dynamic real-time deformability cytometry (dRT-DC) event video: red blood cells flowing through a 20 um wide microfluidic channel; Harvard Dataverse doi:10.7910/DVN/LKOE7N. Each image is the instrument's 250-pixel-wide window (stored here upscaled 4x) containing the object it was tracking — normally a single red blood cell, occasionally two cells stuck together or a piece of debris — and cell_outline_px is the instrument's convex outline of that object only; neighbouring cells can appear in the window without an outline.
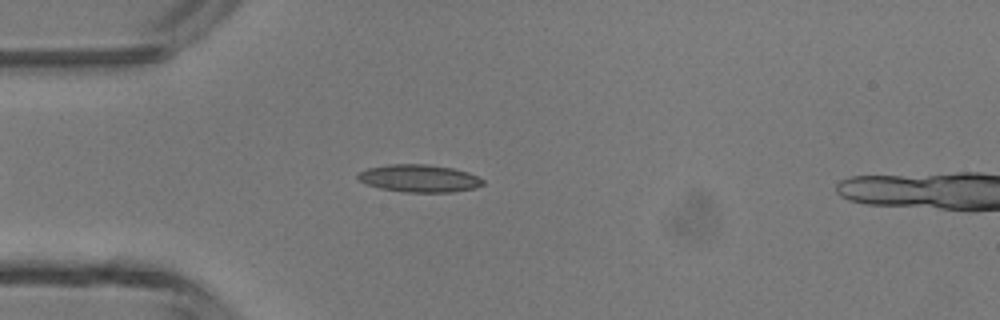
{"species": "common noctule bat (a hibernating species)", "species_latin": "Nyctalus noctula", "temperature_condition": "room temperature", "stored_images_in_passage": 35, "camera_frame_rate_fps": 3000, "um_per_image_px": 0.085, "animal": {"sex": "male", "body_mass_g": 13.3}, "frame": {"image": 1, "passage_image": 4, "time_ms": 1.0, "image_size_px": [1000, 320], "cell_outline_px": [[484, 184], [476, 188], [452, 192], [404, 192], [380, 188], [368, 184], [360, 180], [356, 176], [360, 172], [368, 168], [392, 164], [424, 164], [452, 168], [468, 172], [484, 180]], "centroid_in_image_um": [35.66, 15.16], "position_along_channel_um": 49.3, "area_um2": 19.88}}
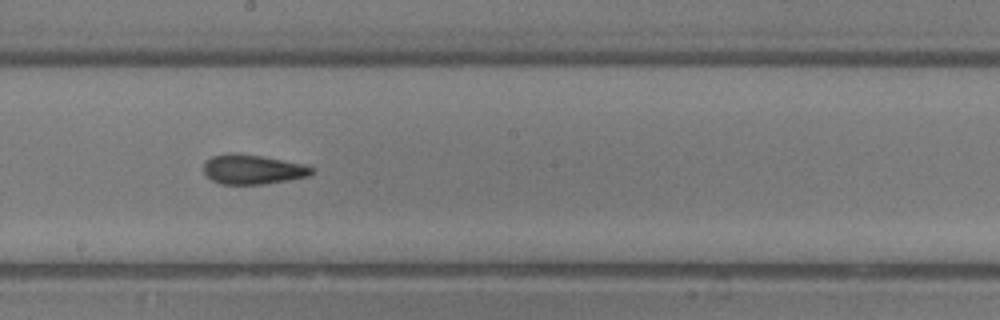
{"frame": {"image": 2, "passage_image": 17, "time_ms": 5.333, "image_size_px": [1000, 320], "cell_outline_px": [[316, 168], [308, 176], [264, 184], [220, 184], [212, 180], [204, 172], [204, 160], [212, 156], [228, 152], [236, 152], [260, 156], [304, 164]], "centroid_in_image_um": [21.44, 14.38], "position_along_channel_um": 226.8, "area_um2": 18.67}}
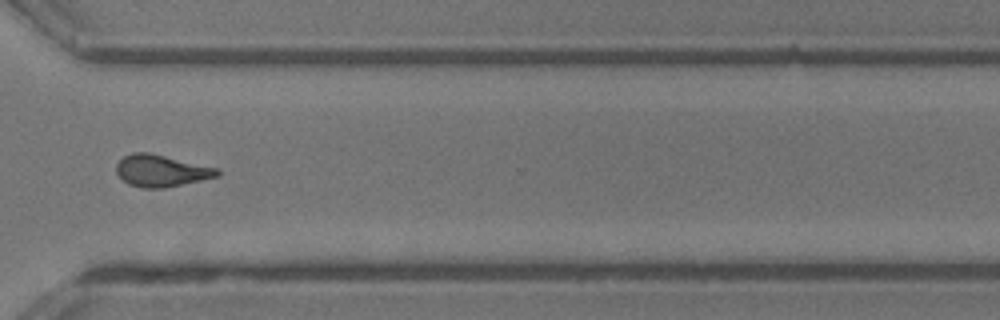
{"frame": {"image": 3, "passage_image": 26, "time_ms": 8.333, "image_size_px": [1000, 320], "cell_outline_px": [[220, 172], [216, 176], [200, 180], [164, 188], [140, 188], [128, 184], [116, 172], [116, 164], [124, 156], [132, 152], [148, 152], [220, 168]], "centroid_in_image_um": [13.69, 14.5], "position_along_channel_um": 356.9, "area_um2": 18.67}, "authors_computed_cell_mechanics": {"area_um2": 18.8428, "velocity_mm_per_s": 4.3496, "shape_relaxation_time_tau1_ms": 6.0709, "shape_relaxation_time_tau2_ms": 2.3882, "deformation_change_tau1": 0.1936, "deformation_change_tau2": 0.1172}}